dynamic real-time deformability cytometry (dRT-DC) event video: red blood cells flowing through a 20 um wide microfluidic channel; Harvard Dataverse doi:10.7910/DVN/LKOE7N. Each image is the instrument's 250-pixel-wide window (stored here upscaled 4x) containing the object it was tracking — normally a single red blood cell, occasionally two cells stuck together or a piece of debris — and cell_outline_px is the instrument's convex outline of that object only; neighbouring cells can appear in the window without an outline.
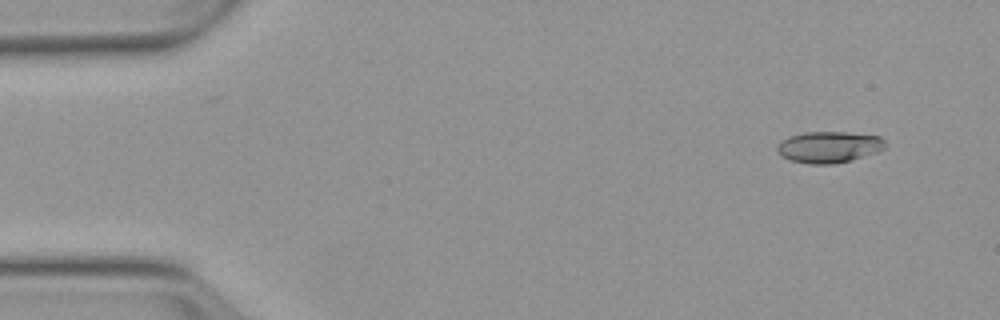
{"species": "Egyptian fruit bat (a non-hibernating species)", "species_latin": "Rousettus aegyptiacus", "temperature_condition": "warm", "stored_images_in_passage": 3, "camera_frame_rate_fps": 3000, "um_per_image_px": 0.085, "animal": {"sex": "female"}, "frame": {"image": 1, "passage_image": 1, "time_ms": 0.0, "image_size_px": [1000, 320], "cell_outline_px": [[884, 148], [876, 152], [852, 160], [832, 164], [808, 164], [788, 160], [780, 156], [776, 148], [776, 144], [780, 140], [788, 136], [804, 132], [844, 132], [880, 136], [884, 140]], "centroid_in_image_um": [70.38, 12.5], "position_along_channel_um": 14.6, "area_um2": 19.94}}
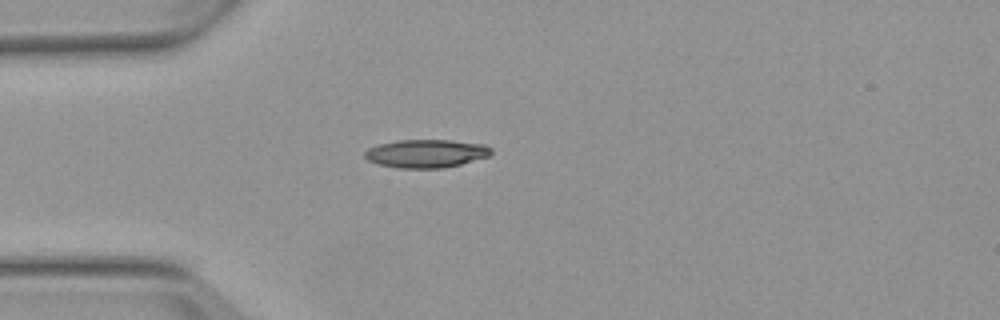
{"frame": {"image": 2, "passage_image": 3, "time_ms": 3.333, "image_size_px": [1000, 320], "cell_outline_px": [[492, 152], [488, 156], [460, 164], [444, 168], [400, 168], [376, 164], [368, 160], [364, 156], [364, 152], [368, 148], [380, 144], [396, 140], [452, 140], [484, 144], [492, 148]], "centroid_in_image_um": [36.21, 13.04], "position_along_channel_um": 48.8, "area_um2": 20.81}}